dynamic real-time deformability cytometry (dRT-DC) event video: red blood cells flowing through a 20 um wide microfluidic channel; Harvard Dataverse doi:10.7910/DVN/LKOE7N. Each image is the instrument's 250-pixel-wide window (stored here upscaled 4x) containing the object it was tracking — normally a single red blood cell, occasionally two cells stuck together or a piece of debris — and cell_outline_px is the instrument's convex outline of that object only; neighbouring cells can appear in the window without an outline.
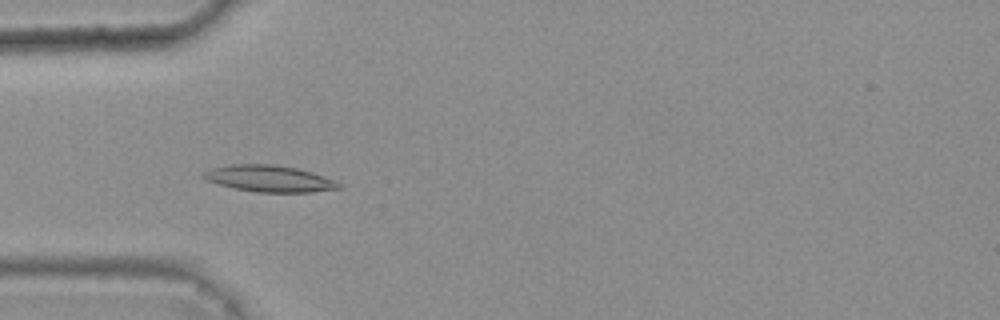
{"species": "common noctule bat (a hibernating species)", "species_latin": "Nyctalus noctula", "temperature_condition": "warm", "stored_images_in_passage": 5, "camera_frame_rate_fps": 3000, "um_per_image_px": 0.085, "animal": {"sex": "female", "body_mass_g": 25.1}, "frame": {"image": 1, "passage_image": 1, "time_ms": 0.0, "image_size_px": [1000, 320], "cell_outline_px": [[344, 188], [312, 192], [256, 192], [236, 188], [204, 180], [200, 176], [204, 172], [212, 168], [232, 164], [276, 164], [296, 168], [312, 172], [324, 176], [340, 184]], "centroid_in_image_um": [22.89, 15.18], "position_along_channel_um": 62.1, "area_um2": 20.87}}
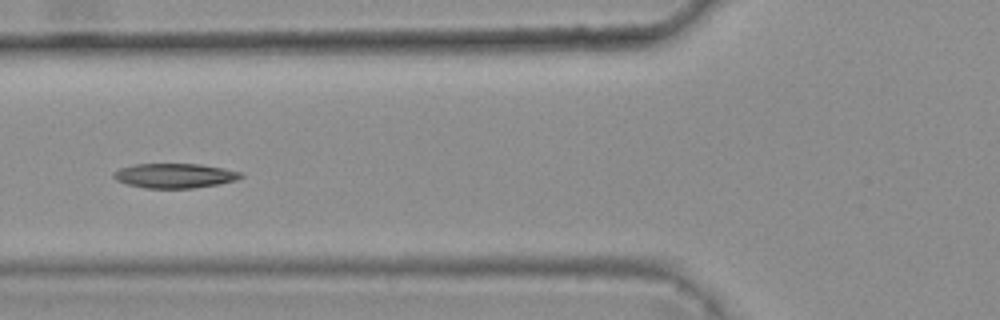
{"frame": {"image": 2, "passage_image": 2, "time_ms": 0.333, "image_size_px": [1000, 320], "cell_outline_px": [[244, 176], [236, 180], [216, 184], [192, 188], [144, 188], [128, 184], [116, 180], [112, 176], [112, 172], [120, 168], [136, 164], [200, 164], [224, 168], [240, 172]], "centroid_in_image_um": [14.82, 14.93], "position_along_channel_um": 111.0, "area_um2": 18.15}}
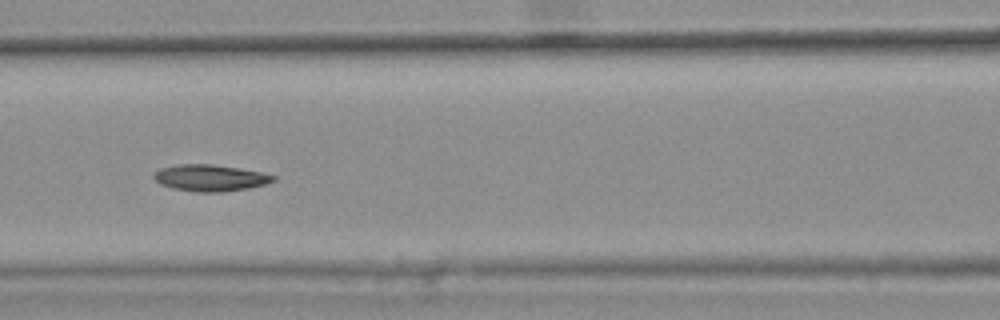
{"frame": {"image": 3, "passage_image": 3, "time_ms": 0.667, "image_size_px": [1000, 320], "cell_outline_px": [[276, 180], [264, 184], [248, 188], [224, 192], [196, 192], [172, 188], [160, 184], [152, 176], [160, 168], [180, 164], [212, 164], [260, 172], [276, 176]], "centroid_in_image_um": [17.85, 15.13], "position_along_channel_um": 148.8, "area_um2": 18.32}}